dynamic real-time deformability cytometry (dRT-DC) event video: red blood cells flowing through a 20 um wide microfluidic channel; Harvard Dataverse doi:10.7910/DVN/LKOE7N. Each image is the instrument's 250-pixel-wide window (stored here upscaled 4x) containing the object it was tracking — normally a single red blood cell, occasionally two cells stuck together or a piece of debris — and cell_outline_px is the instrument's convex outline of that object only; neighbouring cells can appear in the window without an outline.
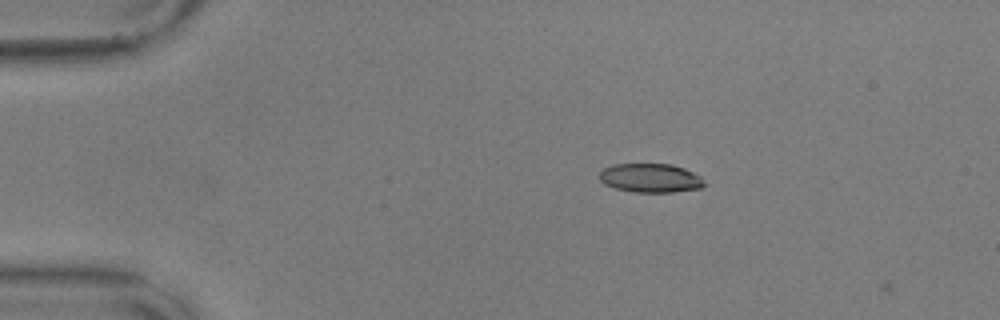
{"species": "common noctule bat (a hibernating species)", "species_latin": "Nyctalus noctula", "temperature_condition": "warm", "stored_images_in_passage": 2, "camera_frame_rate_fps": 3000, "um_per_image_px": 0.085, "animal": {"sex": "male", "body_mass_g": 17.9, "forearm_length_mm": 54.2}, "frame": {"image": 1, "passage_image": 1, "time_ms": 0.0, "image_size_px": [1000, 320], "cell_outline_px": [[708, 184], [700, 188], [672, 192], [636, 192], [616, 188], [604, 184], [600, 180], [600, 172], [604, 168], [612, 164], [672, 164], [684, 168], [700, 176]], "centroid_in_image_um": [55.31, 15.13], "position_along_channel_um": 29.7, "area_um2": 17.69}}